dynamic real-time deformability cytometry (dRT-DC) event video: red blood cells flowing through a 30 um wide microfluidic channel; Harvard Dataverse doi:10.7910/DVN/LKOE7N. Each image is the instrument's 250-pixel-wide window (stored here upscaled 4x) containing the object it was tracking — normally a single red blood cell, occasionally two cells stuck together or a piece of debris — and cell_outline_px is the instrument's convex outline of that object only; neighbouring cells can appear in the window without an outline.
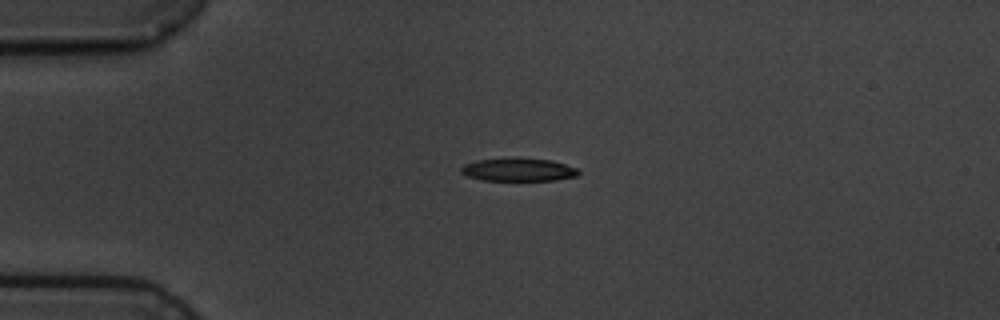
{"species": "common noctule bat (a hibernating species)", "species_latin": "Nyctalus noctula", "temperature_condition": "cold", "stored_images_in_passage": 3, "camera_frame_rate_fps": 3000, "um_per_image_px": 0.085, "animal": {"sex": "male", "body_mass_g": 19.5, "forearm_length_mm": 54.6}, "frame": {"image": 1, "passage_image": 1, "time_ms": 0.0, "image_size_px": [1000, 320], "cell_outline_px": [[580, 172], [576, 176], [556, 180], [484, 180], [468, 176], [460, 172], [460, 168], [464, 164], [476, 160], [552, 160], [576, 168]], "centroid_in_image_um": [44.06, 14.46], "position_along_channel_um": 40.9, "area_um2": 14.97}}
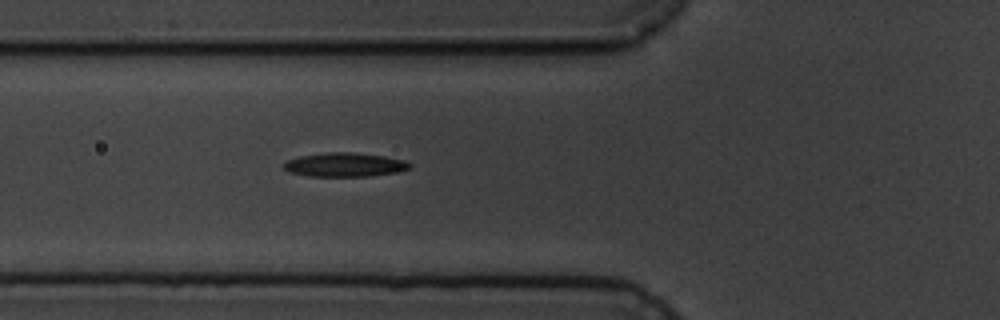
{"frame": {"image": 2, "passage_image": 3, "time_ms": 2.333, "image_size_px": [1000, 320], "cell_outline_px": [[412, 164], [408, 168], [396, 172], [368, 176], [308, 176], [288, 172], [284, 168], [284, 164], [288, 160], [300, 156], [328, 152], [352, 152], [384, 156], [404, 160]], "centroid_in_image_um": [29.28, 14.0], "position_along_channel_um": 96.5, "area_um2": 17.4}}